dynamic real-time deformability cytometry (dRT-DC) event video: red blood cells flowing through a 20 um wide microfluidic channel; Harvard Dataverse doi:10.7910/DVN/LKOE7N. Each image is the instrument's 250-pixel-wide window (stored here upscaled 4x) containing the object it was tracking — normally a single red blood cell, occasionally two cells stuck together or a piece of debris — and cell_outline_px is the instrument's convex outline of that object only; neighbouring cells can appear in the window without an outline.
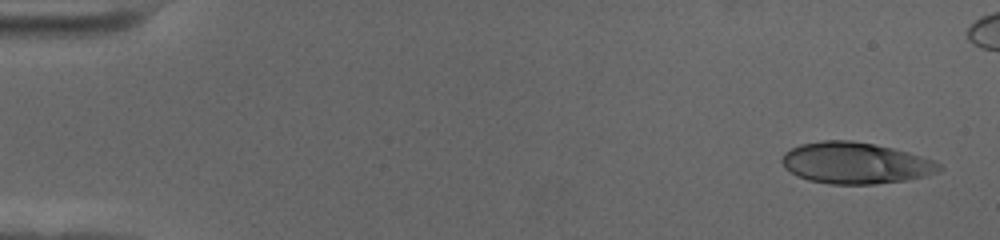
{"species": "human", "species_latin": "Homo sapiens", "temperature_condition": "cold", "stored_images_in_passage": 52, "camera_frame_rate_fps": 3000, "um_per_image_px": 0.085, "donor": {"sex": "female"}, "frame": {"image": 1, "passage_image": 1, "time_ms": 0.0, "image_size_px": [1000, 240], "cell_outline_px": [[944, 168], [936, 172], [924, 176], [904, 180], [876, 184], [832, 184], [808, 180], [796, 176], [784, 168], [780, 160], [784, 152], [800, 144], [824, 140], [852, 140], [892, 148], [908, 152], [932, 160], [940, 164]], "centroid_in_image_um": [72.66, 13.86], "position_along_channel_um": 12.3, "area_um2": 37.86}}
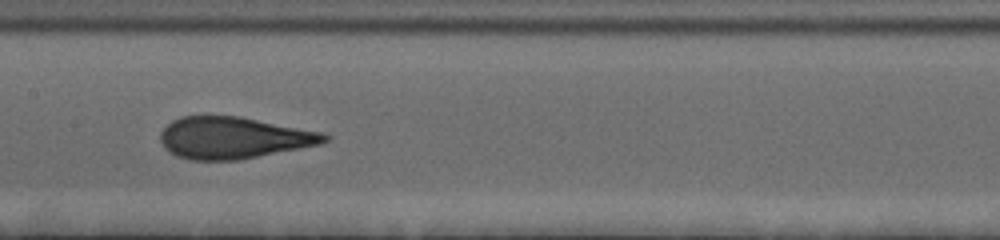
{"frame": {"image": 2, "passage_image": 28, "time_ms": 9.0, "image_size_px": [1000, 240], "cell_outline_px": [[332, 136], [328, 140], [320, 144], [236, 160], [192, 160], [176, 156], [164, 148], [160, 140], [160, 132], [172, 120], [180, 116], [240, 116], [324, 132]], "centroid_in_image_um": [19.84, 11.7], "position_along_channel_um": 187.6, "area_um2": 39.88}}
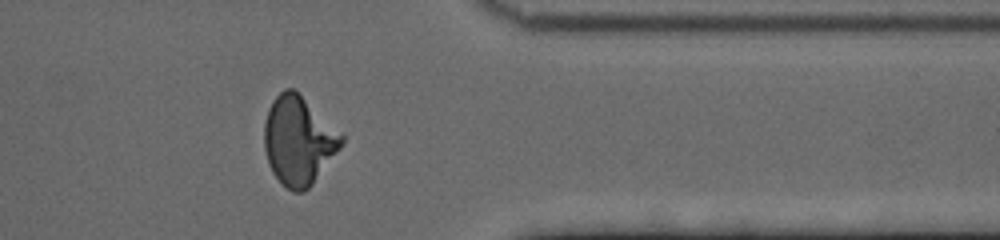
{"frame": {"image": 3, "passage_image": 46, "time_ms": 15.0, "image_size_px": [1000, 240], "cell_outline_px": [[344, 144], [312, 184], [304, 192], [292, 192], [272, 172], [268, 164], [264, 148], [264, 124], [268, 108], [272, 100], [284, 88], [292, 88], [344, 132]], "centroid_in_image_um": [25.4, 11.93], "position_along_channel_um": 386.0, "area_um2": 40.17}}